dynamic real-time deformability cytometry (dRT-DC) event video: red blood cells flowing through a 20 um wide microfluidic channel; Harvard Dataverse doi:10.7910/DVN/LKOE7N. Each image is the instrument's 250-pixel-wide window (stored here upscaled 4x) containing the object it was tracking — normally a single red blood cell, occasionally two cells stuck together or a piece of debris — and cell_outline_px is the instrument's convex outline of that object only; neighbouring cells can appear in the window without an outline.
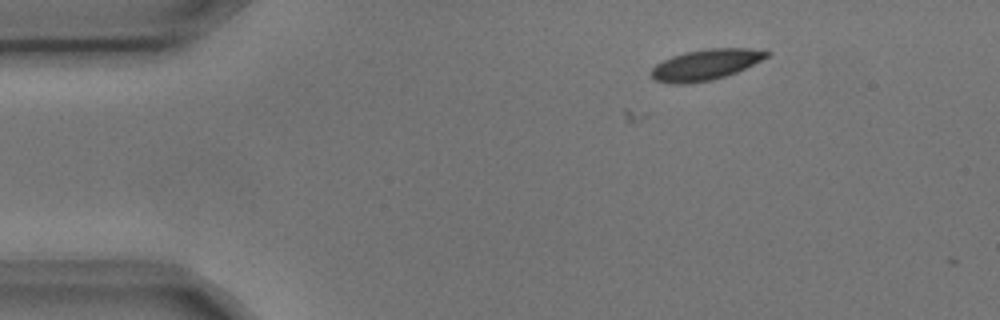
{"species": "common noctule bat (a hibernating species)", "species_latin": "Nyctalus noctula", "temperature_condition": "cold", "stored_images_in_passage": 7, "camera_frame_rate_fps": 3000, "um_per_image_px": 0.085, "animal": {"sex": "male", "body_mass_g": 17.9, "forearm_length_mm": 54.2}, "frame": {"image": 1, "passage_image": 1, "time_ms": 0.0, "image_size_px": [1000, 320], "cell_outline_px": [[772, 52], [768, 56], [736, 72], [712, 80], [684, 84], [668, 84], [652, 80], [648, 72], [656, 64], [672, 56], [684, 52], [704, 48], [748, 48]], "centroid_in_image_um": [59.89, 5.5], "position_along_channel_um": 25.1, "area_um2": 20.81}}
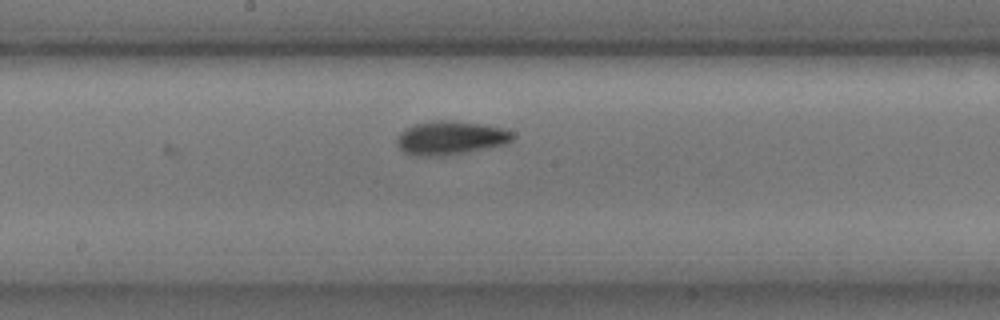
{"frame": {"image": 2, "passage_image": 7, "time_ms": 2.0, "image_size_px": [1000, 320], "cell_outline_px": [[516, 136], [512, 140], [504, 144], [444, 156], [416, 156], [404, 152], [396, 144], [396, 140], [400, 132], [404, 128], [416, 124], [436, 120], [448, 120], [480, 124], [500, 128], [512, 132]], "centroid_in_image_um": [38.24, 11.72], "position_along_channel_um": 210.0, "area_um2": 22.48}}